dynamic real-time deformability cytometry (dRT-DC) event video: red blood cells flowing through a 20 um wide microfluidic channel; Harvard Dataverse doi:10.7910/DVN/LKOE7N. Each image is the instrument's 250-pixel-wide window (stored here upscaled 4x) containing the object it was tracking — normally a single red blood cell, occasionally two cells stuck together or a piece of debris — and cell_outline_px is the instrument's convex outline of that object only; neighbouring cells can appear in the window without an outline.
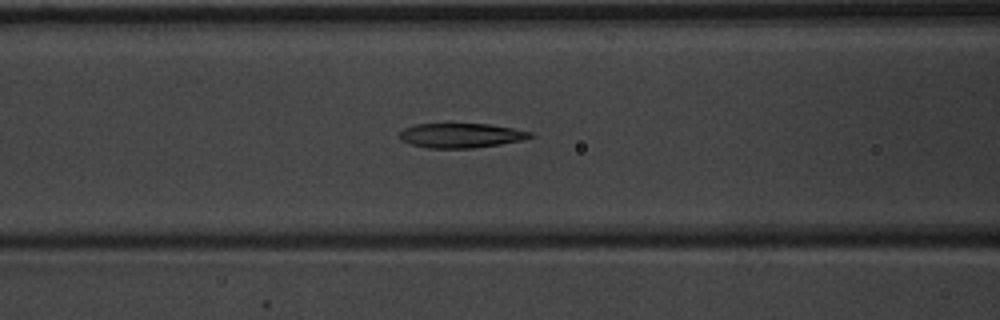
{"species": "common noctule bat (a hibernating species)", "species_latin": "Nyctalus noctula", "temperature_condition": "warm", "stored_images_in_passage": 52, "camera_frame_rate_fps": 3000, "um_per_image_px": 0.085, "animal": {"sex": "male", "body_mass_g": 20.1, "forearm_length_mm": 53.5}, "frame": {"image": 1, "passage_image": 22, "time_ms": 7.0, "image_size_px": [1000, 320], "cell_outline_px": [[536, 136], [524, 140], [500, 144], [472, 148], [428, 148], [412, 144], [400, 140], [400, 132], [404, 128], [416, 124], [488, 124], [512, 128], [532, 132]], "centroid_in_image_um": [39.22, 11.52], "position_along_channel_um": 127.4, "area_um2": 18.67}}
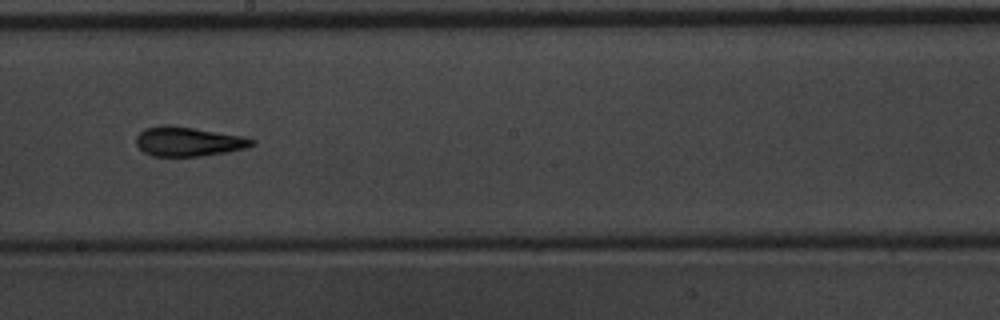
{"frame": {"image": 2, "passage_image": 30, "time_ms": 9.667, "image_size_px": [1000, 320], "cell_outline_px": [[256, 144], [244, 148], [228, 152], [200, 156], [152, 156], [144, 152], [136, 144], [136, 136], [144, 128], [192, 128], [244, 136], [256, 140]], "centroid_in_image_um": [16.07, 12.07], "position_along_channel_um": 232.1, "area_um2": 19.13}}
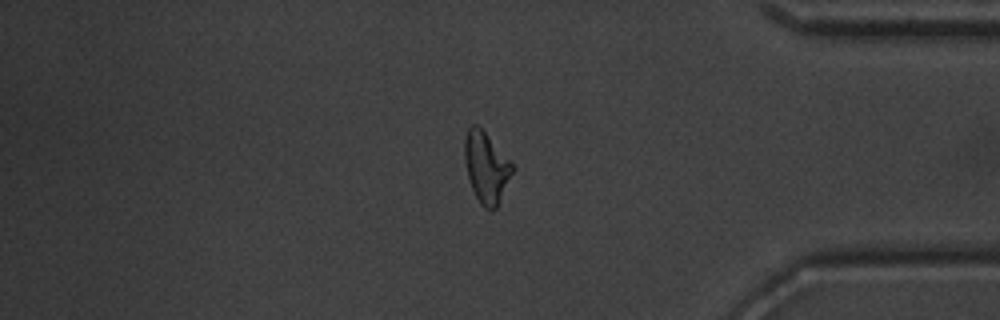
{"frame": {"image": 3, "passage_image": 44, "time_ms": 14.333, "image_size_px": [1000, 320], "cell_outline_px": [[516, 168], [496, 208], [488, 212], [480, 204], [472, 188], [468, 176], [464, 160], [464, 140], [468, 128], [472, 124], [476, 124], [484, 132]], "centroid_in_image_um": [41.33, 14.26], "position_along_channel_um": 393.9, "area_um2": 19.59}, "authors_computed_cell_mechanics": {"area_um2": 19.7676, "velocity_mm_per_s": 3.934, "shape_relaxation_time_tau1_ms": 5.4906, "shape_relaxation_time_tau2_ms": 3.0716, "deformation_change_tau1": 0.1822, "deformation_change_tau2": 0.1181}}